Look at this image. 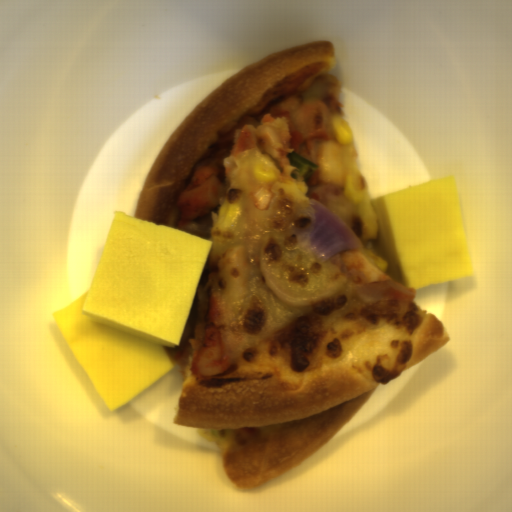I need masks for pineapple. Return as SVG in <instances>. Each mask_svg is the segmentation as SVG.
Listing matches in <instances>:
<instances>
[{"mask_svg":"<svg viewBox=\"0 0 512 512\" xmlns=\"http://www.w3.org/2000/svg\"><path fill=\"white\" fill-rule=\"evenodd\" d=\"M318 163L322 180L335 186L321 205L359 241L356 250L387 273L389 261L373 250L380 221L370 202V190L359 170L352 143L340 145L337 141H325L319 149Z\"/></svg>","mask_w":512,"mask_h":512,"instance_id":"obj_1","label":"pineapple"}]
</instances>
